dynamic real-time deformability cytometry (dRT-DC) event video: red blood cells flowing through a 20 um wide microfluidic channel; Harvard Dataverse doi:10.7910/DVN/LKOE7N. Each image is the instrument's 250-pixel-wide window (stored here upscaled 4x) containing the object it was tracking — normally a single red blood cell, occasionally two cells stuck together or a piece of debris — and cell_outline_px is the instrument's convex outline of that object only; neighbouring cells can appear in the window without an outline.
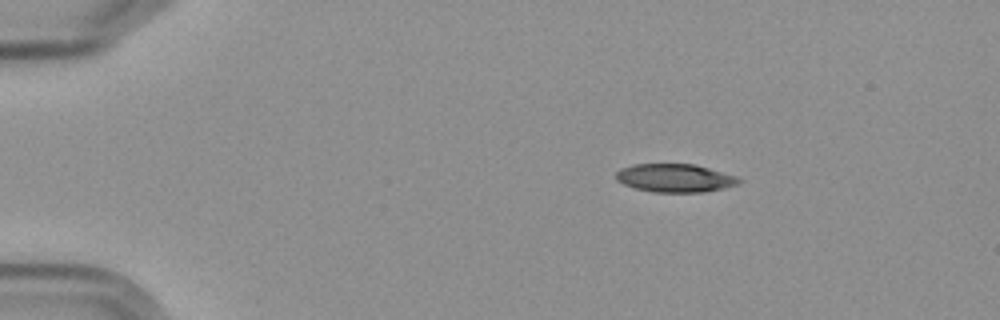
{"species": "Egyptian fruit bat (a non-hibernating species)", "species_latin": "Rousettus aegyptiacus", "temperature_condition": "cold", "stored_images_in_passage": 3, "camera_frame_rate_fps": 3000, "um_per_image_px": 0.085, "frame": {"image": 1, "passage_image": 1, "time_ms": 0.0, "image_size_px": [1000, 320], "cell_outline_px": [[744, 180], [736, 184], [724, 188], [704, 192], [652, 192], [636, 188], [624, 184], [616, 180], [616, 172], [620, 168], [632, 164], [696, 164], [736, 176]], "centroid_in_image_um": [57.36, 15.12], "position_along_channel_um": 27.6, "area_um2": 20.29}}
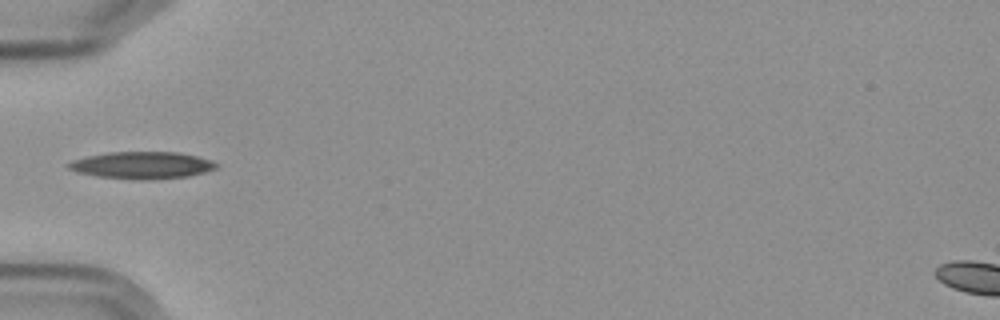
{"frame": {"image": 2, "passage_image": 3, "time_ms": 3.333, "image_size_px": [1000, 320], "cell_outline_px": [[216, 168], [204, 172], [188, 176], [152, 180], [136, 180], [96, 176], [76, 172], [68, 168], [68, 164], [72, 160], [88, 156], [108, 152], [176, 152], [196, 156], [208, 160], [216, 164]], "centroid_in_image_um": [12.02, 14.05], "position_along_channel_um": 73.0, "area_um2": 23.18}}